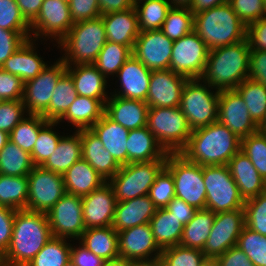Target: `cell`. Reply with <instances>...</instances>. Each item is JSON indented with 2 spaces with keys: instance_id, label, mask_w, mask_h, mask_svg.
<instances>
[{
  "instance_id": "6da1fadb",
  "label": "cell",
  "mask_w": 266,
  "mask_h": 266,
  "mask_svg": "<svg viewBox=\"0 0 266 266\" xmlns=\"http://www.w3.org/2000/svg\"><path fill=\"white\" fill-rule=\"evenodd\" d=\"M51 237L46 213L17 210L9 247L1 256L2 263L9 266H26Z\"/></svg>"
},
{
  "instance_id": "7a4b0ae2",
  "label": "cell",
  "mask_w": 266,
  "mask_h": 266,
  "mask_svg": "<svg viewBox=\"0 0 266 266\" xmlns=\"http://www.w3.org/2000/svg\"><path fill=\"white\" fill-rule=\"evenodd\" d=\"M240 148L241 139L217 121L193 130L179 153L201 166L227 165Z\"/></svg>"
},
{
  "instance_id": "3957f363",
  "label": "cell",
  "mask_w": 266,
  "mask_h": 266,
  "mask_svg": "<svg viewBox=\"0 0 266 266\" xmlns=\"http://www.w3.org/2000/svg\"><path fill=\"white\" fill-rule=\"evenodd\" d=\"M250 47L247 39L209 50L201 79L218 91L235 90L248 78Z\"/></svg>"
},
{
  "instance_id": "277c9868",
  "label": "cell",
  "mask_w": 266,
  "mask_h": 266,
  "mask_svg": "<svg viewBox=\"0 0 266 266\" xmlns=\"http://www.w3.org/2000/svg\"><path fill=\"white\" fill-rule=\"evenodd\" d=\"M193 30L212 50L245 40L247 26L225 3L194 14Z\"/></svg>"
},
{
  "instance_id": "5b68a950",
  "label": "cell",
  "mask_w": 266,
  "mask_h": 266,
  "mask_svg": "<svg viewBox=\"0 0 266 266\" xmlns=\"http://www.w3.org/2000/svg\"><path fill=\"white\" fill-rule=\"evenodd\" d=\"M107 41L102 16L74 23L68 34L58 43L61 59L66 66L93 64Z\"/></svg>"
},
{
  "instance_id": "8992f818",
  "label": "cell",
  "mask_w": 266,
  "mask_h": 266,
  "mask_svg": "<svg viewBox=\"0 0 266 266\" xmlns=\"http://www.w3.org/2000/svg\"><path fill=\"white\" fill-rule=\"evenodd\" d=\"M219 95L220 91L201 78L187 79L179 108L186 116L192 131L217 122Z\"/></svg>"
},
{
  "instance_id": "52a82bcc",
  "label": "cell",
  "mask_w": 266,
  "mask_h": 266,
  "mask_svg": "<svg viewBox=\"0 0 266 266\" xmlns=\"http://www.w3.org/2000/svg\"><path fill=\"white\" fill-rule=\"evenodd\" d=\"M147 127L167 153H179L192 133L179 107L148 108Z\"/></svg>"
},
{
  "instance_id": "ba28073f",
  "label": "cell",
  "mask_w": 266,
  "mask_h": 266,
  "mask_svg": "<svg viewBox=\"0 0 266 266\" xmlns=\"http://www.w3.org/2000/svg\"><path fill=\"white\" fill-rule=\"evenodd\" d=\"M202 174L206 209L213 213L244 209L245 200L227 165L202 166Z\"/></svg>"
},
{
  "instance_id": "9c48e42d",
  "label": "cell",
  "mask_w": 266,
  "mask_h": 266,
  "mask_svg": "<svg viewBox=\"0 0 266 266\" xmlns=\"http://www.w3.org/2000/svg\"><path fill=\"white\" fill-rule=\"evenodd\" d=\"M165 167L173 176L175 197L198 210L205 209L206 187L202 166L187 160L180 153H168Z\"/></svg>"
},
{
  "instance_id": "30bf717a",
  "label": "cell",
  "mask_w": 266,
  "mask_h": 266,
  "mask_svg": "<svg viewBox=\"0 0 266 266\" xmlns=\"http://www.w3.org/2000/svg\"><path fill=\"white\" fill-rule=\"evenodd\" d=\"M166 159L150 162L128 163L108 181L118 202L149 193L157 174L165 166Z\"/></svg>"
},
{
  "instance_id": "8fae6325",
  "label": "cell",
  "mask_w": 266,
  "mask_h": 266,
  "mask_svg": "<svg viewBox=\"0 0 266 266\" xmlns=\"http://www.w3.org/2000/svg\"><path fill=\"white\" fill-rule=\"evenodd\" d=\"M209 49L194 30L174 40L169 69L188 79L201 78Z\"/></svg>"
},
{
  "instance_id": "7c38bea8",
  "label": "cell",
  "mask_w": 266,
  "mask_h": 266,
  "mask_svg": "<svg viewBox=\"0 0 266 266\" xmlns=\"http://www.w3.org/2000/svg\"><path fill=\"white\" fill-rule=\"evenodd\" d=\"M27 177V210L47 213L66 193L59 173L34 166Z\"/></svg>"
},
{
  "instance_id": "4fadbf2b",
  "label": "cell",
  "mask_w": 266,
  "mask_h": 266,
  "mask_svg": "<svg viewBox=\"0 0 266 266\" xmlns=\"http://www.w3.org/2000/svg\"><path fill=\"white\" fill-rule=\"evenodd\" d=\"M46 215L54 237L75 241L86 229L81 196L65 193Z\"/></svg>"
},
{
  "instance_id": "5bb4252c",
  "label": "cell",
  "mask_w": 266,
  "mask_h": 266,
  "mask_svg": "<svg viewBox=\"0 0 266 266\" xmlns=\"http://www.w3.org/2000/svg\"><path fill=\"white\" fill-rule=\"evenodd\" d=\"M65 72L66 64L59 58L35 78L24 82L22 102L28 115L42 116L47 111L57 81Z\"/></svg>"
},
{
  "instance_id": "9a60e30c",
  "label": "cell",
  "mask_w": 266,
  "mask_h": 266,
  "mask_svg": "<svg viewBox=\"0 0 266 266\" xmlns=\"http://www.w3.org/2000/svg\"><path fill=\"white\" fill-rule=\"evenodd\" d=\"M244 226V209L216 213L209 237L201 250L204 257L214 260L236 246Z\"/></svg>"
},
{
  "instance_id": "2e32d148",
  "label": "cell",
  "mask_w": 266,
  "mask_h": 266,
  "mask_svg": "<svg viewBox=\"0 0 266 266\" xmlns=\"http://www.w3.org/2000/svg\"><path fill=\"white\" fill-rule=\"evenodd\" d=\"M73 25L68 2L44 0L37 18L30 24L31 38L36 41L50 38L58 44Z\"/></svg>"
},
{
  "instance_id": "e0dca14e",
  "label": "cell",
  "mask_w": 266,
  "mask_h": 266,
  "mask_svg": "<svg viewBox=\"0 0 266 266\" xmlns=\"http://www.w3.org/2000/svg\"><path fill=\"white\" fill-rule=\"evenodd\" d=\"M173 40L160 29L140 31L132 55L140 60L150 71L169 69Z\"/></svg>"
},
{
  "instance_id": "ac0fdd59",
  "label": "cell",
  "mask_w": 266,
  "mask_h": 266,
  "mask_svg": "<svg viewBox=\"0 0 266 266\" xmlns=\"http://www.w3.org/2000/svg\"><path fill=\"white\" fill-rule=\"evenodd\" d=\"M118 250L120 257L135 262L158 260L162 252L149 223L119 231Z\"/></svg>"
},
{
  "instance_id": "d6986e66",
  "label": "cell",
  "mask_w": 266,
  "mask_h": 266,
  "mask_svg": "<svg viewBox=\"0 0 266 266\" xmlns=\"http://www.w3.org/2000/svg\"><path fill=\"white\" fill-rule=\"evenodd\" d=\"M240 139L256 133L258 125L253 121L243 98L236 90L220 91L218 120Z\"/></svg>"
},
{
  "instance_id": "ffe728a7",
  "label": "cell",
  "mask_w": 266,
  "mask_h": 266,
  "mask_svg": "<svg viewBox=\"0 0 266 266\" xmlns=\"http://www.w3.org/2000/svg\"><path fill=\"white\" fill-rule=\"evenodd\" d=\"M187 77L170 69L151 72L146 104L153 107H179Z\"/></svg>"
},
{
  "instance_id": "44dd1931",
  "label": "cell",
  "mask_w": 266,
  "mask_h": 266,
  "mask_svg": "<svg viewBox=\"0 0 266 266\" xmlns=\"http://www.w3.org/2000/svg\"><path fill=\"white\" fill-rule=\"evenodd\" d=\"M117 202L108 182L90 194L82 196L83 221L86 229L112 226Z\"/></svg>"
},
{
  "instance_id": "7402d4cb",
  "label": "cell",
  "mask_w": 266,
  "mask_h": 266,
  "mask_svg": "<svg viewBox=\"0 0 266 266\" xmlns=\"http://www.w3.org/2000/svg\"><path fill=\"white\" fill-rule=\"evenodd\" d=\"M151 72L140 60L133 55L119 69L116 77L120 80L119 89L110 95L125 99L142 100L146 102Z\"/></svg>"
},
{
  "instance_id": "603a6c76",
  "label": "cell",
  "mask_w": 266,
  "mask_h": 266,
  "mask_svg": "<svg viewBox=\"0 0 266 266\" xmlns=\"http://www.w3.org/2000/svg\"><path fill=\"white\" fill-rule=\"evenodd\" d=\"M82 158L108 182L121 168V165L104 148L103 143L91 129L80 130Z\"/></svg>"
},
{
  "instance_id": "cb8c5ba5",
  "label": "cell",
  "mask_w": 266,
  "mask_h": 266,
  "mask_svg": "<svg viewBox=\"0 0 266 266\" xmlns=\"http://www.w3.org/2000/svg\"><path fill=\"white\" fill-rule=\"evenodd\" d=\"M148 105L145 101L111 95L105 103V114L128 130L147 126Z\"/></svg>"
},
{
  "instance_id": "d4e9b609",
  "label": "cell",
  "mask_w": 266,
  "mask_h": 266,
  "mask_svg": "<svg viewBox=\"0 0 266 266\" xmlns=\"http://www.w3.org/2000/svg\"><path fill=\"white\" fill-rule=\"evenodd\" d=\"M36 40L27 39L1 66L6 72L18 76L23 82L35 78L48 65L36 51ZM35 45V46H34Z\"/></svg>"
},
{
  "instance_id": "484cf974",
  "label": "cell",
  "mask_w": 266,
  "mask_h": 266,
  "mask_svg": "<svg viewBox=\"0 0 266 266\" xmlns=\"http://www.w3.org/2000/svg\"><path fill=\"white\" fill-rule=\"evenodd\" d=\"M227 166L244 200L266 191V181L241 150L230 159Z\"/></svg>"
},
{
  "instance_id": "4316f807",
  "label": "cell",
  "mask_w": 266,
  "mask_h": 266,
  "mask_svg": "<svg viewBox=\"0 0 266 266\" xmlns=\"http://www.w3.org/2000/svg\"><path fill=\"white\" fill-rule=\"evenodd\" d=\"M156 207L149 195L117 202L112 227L117 231L144 225L155 215Z\"/></svg>"
},
{
  "instance_id": "83f0119b",
  "label": "cell",
  "mask_w": 266,
  "mask_h": 266,
  "mask_svg": "<svg viewBox=\"0 0 266 266\" xmlns=\"http://www.w3.org/2000/svg\"><path fill=\"white\" fill-rule=\"evenodd\" d=\"M66 72L71 76L79 96L99 99L105 105L110 97L106 92L108 80L93 64L66 66Z\"/></svg>"
},
{
  "instance_id": "f1b7e54d",
  "label": "cell",
  "mask_w": 266,
  "mask_h": 266,
  "mask_svg": "<svg viewBox=\"0 0 266 266\" xmlns=\"http://www.w3.org/2000/svg\"><path fill=\"white\" fill-rule=\"evenodd\" d=\"M101 16L107 41L123 44L132 50L140 33L135 7Z\"/></svg>"
},
{
  "instance_id": "f546056e",
  "label": "cell",
  "mask_w": 266,
  "mask_h": 266,
  "mask_svg": "<svg viewBox=\"0 0 266 266\" xmlns=\"http://www.w3.org/2000/svg\"><path fill=\"white\" fill-rule=\"evenodd\" d=\"M126 148L127 164L167 159L168 153L147 126L129 130Z\"/></svg>"
},
{
  "instance_id": "4dcf8cb0",
  "label": "cell",
  "mask_w": 266,
  "mask_h": 266,
  "mask_svg": "<svg viewBox=\"0 0 266 266\" xmlns=\"http://www.w3.org/2000/svg\"><path fill=\"white\" fill-rule=\"evenodd\" d=\"M90 129L121 166L127 164L128 129L110 119L105 113Z\"/></svg>"
},
{
  "instance_id": "1f68e13d",
  "label": "cell",
  "mask_w": 266,
  "mask_h": 266,
  "mask_svg": "<svg viewBox=\"0 0 266 266\" xmlns=\"http://www.w3.org/2000/svg\"><path fill=\"white\" fill-rule=\"evenodd\" d=\"M62 176L65 192L81 197L90 194L106 182L83 158L74 163Z\"/></svg>"
},
{
  "instance_id": "d6a6232c",
  "label": "cell",
  "mask_w": 266,
  "mask_h": 266,
  "mask_svg": "<svg viewBox=\"0 0 266 266\" xmlns=\"http://www.w3.org/2000/svg\"><path fill=\"white\" fill-rule=\"evenodd\" d=\"M104 112L105 105L99 99L78 95L57 122L60 124L67 121L77 128L76 131L90 129L102 118Z\"/></svg>"
},
{
  "instance_id": "836d02e7",
  "label": "cell",
  "mask_w": 266,
  "mask_h": 266,
  "mask_svg": "<svg viewBox=\"0 0 266 266\" xmlns=\"http://www.w3.org/2000/svg\"><path fill=\"white\" fill-rule=\"evenodd\" d=\"M82 158L80 130L60 139L55 152L41 165L42 168L63 175Z\"/></svg>"
},
{
  "instance_id": "e575fe53",
  "label": "cell",
  "mask_w": 266,
  "mask_h": 266,
  "mask_svg": "<svg viewBox=\"0 0 266 266\" xmlns=\"http://www.w3.org/2000/svg\"><path fill=\"white\" fill-rule=\"evenodd\" d=\"M78 241L105 261L119 257L118 232L112 226L85 229Z\"/></svg>"
},
{
  "instance_id": "d590c367",
  "label": "cell",
  "mask_w": 266,
  "mask_h": 266,
  "mask_svg": "<svg viewBox=\"0 0 266 266\" xmlns=\"http://www.w3.org/2000/svg\"><path fill=\"white\" fill-rule=\"evenodd\" d=\"M149 224L155 241L161 249L179 245L184 225L166 208L156 209Z\"/></svg>"
},
{
  "instance_id": "8d00e7d4",
  "label": "cell",
  "mask_w": 266,
  "mask_h": 266,
  "mask_svg": "<svg viewBox=\"0 0 266 266\" xmlns=\"http://www.w3.org/2000/svg\"><path fill=\"white\" fill-rule=\"evenodd\" d=\"M216 213L209 209H199L184 226L179 245L202 250L213 226Z\"/></svg>"
},
{
  "instance_id": "74e56055",
  "label": "cell",
  "mask_w": 266,
  "mask_h": 266,
  "mask_svg": "<svg viewBox=\"0 0 266 266\" xmlns=\"http://www.w3.org/2000/svg\"><path fill=\"white\" fill-rule=\"evenodd\" d=\"M71 76L65 72L57 81L49 107L42 115L47 121H58L77 98Z\"/></svg>"
},
{
  "instance_id": "f35d334b",
  "label": "cell",
  "mask_w": 266,
  "mask_h": 266,
  "mask_svg": "<svg viewBox=\"0 0 266 266\" xmlns=\"http://www.w3.org/2000/svg\"><path fill=\"white\" fill-rule=\"evenodd\" d=\"M28 177L0 174V206L27 209Z\"/></svg>"
},
{
  "instance_id": "ab89813d",
  "label": "cell",
  "mask_w": 266,
  "mask_h": 266,
  "mask_svg": "<svg viewBox=\"0 0 266 266\" xmlns=\"http://www.w3.org/2000/svg\"><path fill=\"white\" fill-rule=\"evenodd\" d=\"M33 168L31 155L9 140L0 152V174L27 176Z\"/></svg>"
},
{
  "instance_id": "60d3db41",
  "label": "cell",
  "mask_w": 266,
  "mask_h": 266,
  "mask_svg": "<svg viewBox=\"0 0 266 266\" xmlns=\"http://www.w3.org/2000/svg\"><path fill=\"white\" fill-rule=\"evenodd\" d=\"M140 31L159 30L171 5L167 0H140L134 3Z\"/></svg>"
},
{
  "instance_id": "b9f144b4",
  "label": "cell",
  "mask_w": 266,
  "mask_h": 266,
  "mask_svg": "<svg viewBox=\"0 0 266 266\" xmlns=\"http://www.w3.org/2000/svg\"><path fill=\"white\" fill-rule=\"evenodd\" d=\"M131 56L132 50L128 46L106 41L93 65L107 79L112 75L113 78Z\"/></svg>"
},
{
  "instance_id": "7bdbcfd3",
  "label": "cell",
  "mask_w": 266,
  "mask_h": 266,
  "mask_svg": "<svg viewBox=\"0 0 266 266\" xmlns=\"http://www.w3.org/2000/svg\"><path fill=\"white\" fill-rule=\"evenodd\" d=\"M235 90L246 103L253 121L259 125L266 114V86L247 78Z\"/></svg>"
},
{
  "instance_id": "ee69618b",
  "label": "cell",
  "mask_w": 266,
  "mask_h": 266,
  "mask_svg": "<svg viewBox=\"0 0 266 266\" xmlns=\"http://www.w3.org/2000/svg\"><path fill=\"white\" fill-rule=\"evenodd\" d=\"M69 242L71 240L52 236L26 266H63L70 259Z\"/></svg>"
},
{
  "instance_id": "f6af8a7d",
  "label": "cell",
  "mask_w": 266,
  "mask_h": 266,
  "mask_svg": "<svg viewBox=\"0 0 266 266\" xmlns=\"http://www.w3.org/2000/svg\"><path fill=\"white\" fill-rule=\"evenodd\" d=\"M48 121L41 115H26L9 133V139L22 150L32 153L39 130Z\"/></svg>"
},
{
  "instance_id": "bcb514c9",
  "label": "cell",
  "mask_w": 266,
  "mask_h": 266,
  "mask_svg": "<svg viewBox=\"0 0 266 266\" xmlns=\"http://www.w3.org/2000/svg\"><path fill=\"white\" fill-rule=\"evenodd\" d=\"M58 124L57 121H48L39 130L36 143L30 154L34 166H41L55 152L60 139L63 137L54 131V127Z\"/></svg>"
},
{
  "instance_id": "7dc6e473",
  "label": "cell",
  "mask_w": 266,
  "mask_h": 266,
  "mask_svg": "<svg viewBox=\"0 0 266 266\" xmlns=\"http://www.w3.org/2000/svg\"><path fill=\"white\" fill-rule=\"evenodd\" d=\"M193 28L194 14L190 9L171 8L160 30L174 41L190 33Z\"/></svg>"
},
{
  "instance_id": "c3c4849f",
  "label": "cell",
  "mask_w": 266,
  "mask_h": 266,
  "mask_svg": "<svg viewBox=\"0 0 266 266\" xmlns=\"http://www.w3.org/2000/svg\"><path fill=\"white\" fill-rule=\"evenodd\" d=\"M236 246L248 256L255 266H266V236L244 226Z\"/></svg>"
},
{
  "instance_id": "681fc988",
  "label": "cell",
  "mask_w": 266,
  "mask_h": 266,
  "mask_svg": "<svg viewBox=\"0 0 266 266\" xmlns=\"http://www.w3.org/2000/svg\"><path fill=\"white\" fill-rule=\"evenodd\" d=\"M240 150L266 181V133L257 131L242 138Z\"/></svg>"
},
{
  "instance_id": "f907efd6",
  "label": "cell",
  "mask_w": 266,
  "mask_h": 266,
  "mask_svg": "<svg viewBox=\"0 0 266 266\" xmlns=\"http://www.w3.org/2000/svg\"><path fill=\"white\" fill-rule=\"evenodd\" d=\"M160 260L164 266H199L206 258L200 249L176 245L162 249Z\"/></svg>"
},
{
  "instance_id": "816d5d0a",
  "label": "cell",
  "mask_w": 266,
  "mask_h": 266,
  "mask_svg": "<svg viewBox=\"0 0 266 266\" xmlns=\"http://www.w3.org/2000/svg\"><path fill=\"white\" fill-rule=\"evenodd\" d=\"M245 226L266 236V191L245 200Z\"/></svg>"
},
{
  "instance_id": "f5cc1de1",
  "label": "cell",
  "mask_w": 266,
  "mask_h": 266,
  "mask_svg": "<svg viewBox=\"0 0 266 266\" xmlns=\"http://www.w3.org/2000/svg\"><path fill=\"white\" fill-rule=\"evenodd\" d=\"M148 195L157 209L165 208L175 197L173 176L165 166L157 174Z\"/></svg>"
},
{
  "instance_id": "db71d44e",
  "label": "cell",
  "mask_w": 266,
  "mask_h": 266,
  "mask_svg": "<svg viewBox=\"0 0 266 266\" xmlns=\"http://www.w3.org/2000/svg\"><path fill=\"white\" fill-rule=\"evenodd\" d=\"M0 28L13 31H31L15 0H0Z\"/></svg>"
},
{
  "instance_id": "11a10c76",
  "label": "cell",
  "mask_w": 266,
  "mask_h": 266,
  "mask_svg": "<svg viewBox=\"0 0 266 266\" xmlns=\"http://www.w3.org/2000/svg\"><path fill=\"white\" fill-rule=\"evenodd\" d=\"M22 100H8L0 103V131L10 133L26 116Z\"/></svg>"
},
{
  "instance_id": "9f6ffc18",
  "label": "cell",
  "mask_w": 266,
  "mask_h": 266,
  "mask_svg": "<svg viewBox=\"0 0 266 266\" xmlns=\"http://www.w3.org/2000/svg\"><path fill=\"white\" fill-rule=\"evenodd\" d=\"M228 3L246 26L265 17L264 0H229Z\"/></svg>"
},
{
  "instance_id": "6f0895ef",
  "label": "cell",
  "mask_w": 266,
  "mask_h": 266,
  "mask_svg": "<svg viewBox=\"0 0 266 266\" xmlns=\"http://www.w3.org/2000/svg\"><path fill=\"white\" fill-rule=\"evenodd\" d=\"M30 38L31 31H13L0 28V67Z\"/></svg>"
},
{
  "instance_id": "680465c9",
  "label": "cell",
  "mask_w": 266,
  "mask_h": 266,
  "mask_svg": "<svg viewBox=\"0 0 266 266\" xmlns=\"http://www.w3.org/2000/svg\"><path fill=\"white\" fill-rule=\"evenodd\" d=\"M24 82L0 67V99L1 101L22 100Z\"/></svg>"
},
{
  "instance_id": "91938a15",
  "label": "cell",
  "mask_w": 266,
  "mask_h": 266,
  "mask_svg": "<svg viewBox=\"0 0 266 266\" xmlns=\"http://www.w3.org/2000/svg\"><path fill=\"white\" fill-rule=\"evenodd\" d=\"M68 3L73 23L101 16L98 0H70Z\"/></svg>"
},
{
  "instance_id": "94428289",
  "label": "cell",
  "mask_w": 266,
  "mask_h": 266,
  "mask_svg": "<svg viewBox=\"0 0 266 266\" xmlns=\"http://www.w3.org/2000/svg\"><path fill=\"white\" fill-rule=\"evenodd\" d=\"M246 39L250 51H266V17L247 26Z\"/></svg>"
},
{
  "instance_id": "6125c7cd",
  "label": "cell",
  "mask_w": 266,
  "mask_h": 266,
  "mask_svg": "<svg viewBox=\"0 0 266 266\" xmlns=\"http://www.w3.org/2000/svg\"><path fill=\"white\" fill-rule=\"evenodd\" d=\"M16 210L0 206V255L2 256L9 247L12 233L13 221Z\"/></svg>"
},
{
  "instance_id": "be15d7a7",
  "label": "cell",
  "mask_w": 266,
  "mask_h": 266,
  "mask_svg": "<svg viewBox=\"0 0 266 266\" xmlns=\"http://www.w3.org/2000/svg\"><path fill=\"white\" fill-rule=\"evenodd\" d=\"M248 79L266 86V51H250Z\"/></svg>"
},
{
  "instance_id": "e7e4bbea",
  "label": "cell",
  "mask_w": 266,
  "mask_h": 266,
  "mask_svg": "<svg viewBox=\"0 0 266 266\" xmlns=\"http://www.w3.org/2000/svg\"><path fill=\"white\" fill-rule=\"evenodd\" d=\"M78 246L71 244L70 249V259L76 266H104L105 260L89 251L81 243Z\"/></svg>"
},
{
  "instance_id": "03108f58",
  "label": "cell",
  "mask_w": 266,
  "mask_h": 266,
  "mask_svg": "<svg viewBox=\"0 0 266 266\" xmlns=\"http://www.w3.org/2000/svg\"><path fill=\"white\" fill-rule=\"evenodd\" d=\"M216 266H255L248 256L237 246L229 248L214 259Z\"/></svg>"
},
{
  "instance_id": "003e7915",
  "label": "cell",
  "mask_w": 266,
  "mask_h": 266,
  "mask_svg": "<svg viewBox=\"0 0 266 266\" xmlns=\"http://www.w3.org/2000/svg\"><path fill=\"white\" fill-rule=\"evenodd\" d=\"M165 208L184 226L193 218L198 210L177 197H174Z\"/></svg>"
},
{
  "instance_id": "a7ac6f4b",
  "label": "cell",
  "mask_w": 266,
  "mask_h": 266,
  "mask_svg": "<svg viewBox=\"0 0 266 266\" xmlns=\"http://www.w3.org/2000/svg\"><path fill=\"white\" fill-rule=\"evenodd\" d=\"M24 19L31 24L38 16L44 0H15Z\"/></svg>"
},
{
  "instance_id": "89a4df30",
  "label": "cell",
  "mask_w": 266,
  "mask_h": 266,
  "mask_svg": "<svg viewBox=\"0 0 266 266\" xmlns=\"http://www.w3.org/2000/svg\"><path fill=\"white\" fill-rule=\"evenodd\" d=\"M101 15L120 12L134 7L133 0H98Z\"/></svg>"
},
{
  "instance_id": "2644e50d",
  "label": "cell",
  "mask_w": 266,
  "mask_h": 266,
  "mask_svg": "<svg viewBox=\"0 0 266 266\" xmlns=\"http://www.w3.org/2000/svg\"><path fill=\"white\" fill-rule=\"evenodd\" d=\"M229 0H194L191 11L193 14L228 3Z\"/></svg>"
},
{
  "instance_id": "8c879c8a",
  "label": "cell",
  "mask_w": 266,
  "mask_h": 266,
  "mask_svg": "<svg viewBox=\"0 0 266 266\" xmlns=\"http://www.w3.org/2000/svg\"><path fill=\"white\" fill-rule=\"evenodd\" d=\"M104 266H135V261L123 257H117L105 261Z\"/></svg>"
},
{
  "instance_id": "753ad0ef",
  "label": "cell",
  "mask_w": 266,
  "mask_h": 266,
  "mask_svg": "<svg viewBox=\"0 0 266 266\" xmlns=\"http://www.w3.org/2000/svg\"><path fill=\"white\" fill-rule=\"evenodd\" d=\"M171 8L191 9L194 0H167Z\"/></svg>"
},
{
  "instance_id": "34e18365",
  "label": "cell",
  "mask_w": 266,
  "mask_h": 266,
  "mask_svg": "<svg viewBox=\"0 0 266 266\" xmlns=\"http://www.w3.org/2000/svg\"><path fill=\"white\" fill-rule=\"evenodd\" d=\"M135 266H164L160 259L154 261L135 262Z\"/></svg>"
},
{
  "instance_id": "11e5206c",
  "label": "cell",
  "mask_w": 266,
  "mask_h": 266,
  "mask_svg": "<svg viewBox=\"0 0 266 266\" xmlns=\"http://www.w3.org/2000/svg\"><path fill=\"white\" fill-rule=\"evenodd\" d=\"M9 140V133L0 131V152Z\"/></svg>"
},
{
  "instance_id": "2a66077c",
  "label": "cell",
  "mask_w": 266,
  "mask_h": 266,
  "mask_svg": "<svg viewBox=\"0 0 266 266\" xmlns=\"http://www.w3.org/2000/svg\"><path fill=\"white\" fill-rule=\"evenodd\" d=\"M258 131L266 133V114L262 122L258 125Z\"/></svg>"
},
{
  "instance_id": "b9fcfbb0",
  "label": "cell",
  "mask_w": 266,
  "mask_h": 266,
  "mask_svg": "<svg viewBox=\"0 0 266 266\" xmlns=\"http://www.w3.org/2000/svg\"><path fill=\"white\" fill-rule=\"evenodd\" d=\"M199 266H216L213 259H206L203 263H201Z\"/></svg>"
},
{
  "instance_id": "09005b40",
  "label": "cell",
  "mask_w": 266,
  "mask_h": 266,
  "mask_svg": "<svg viewBox=\"0 0 266 266\" xmlns=\"http://www.w3.org/2000/svg\"><path fill=\"white\" fill-rule=\"evenodd\" d=\"M63 266H76V265L71 259H69V261H67Z\"/></svg>"
},
{
  "instance_id": "979ff035",
  "label": "cell",
  "mask_w": 266,
  "mask_h": 266,
  "mask_svg": "<svg viewBox=\"0 0 266 266\" xmlns=\"http://www.w3.org/2000/svg\"><path fill=\"white\" fill-rule=\"evenodd\" d=\"M264 10H265V17H266V0H264Z\"/></svg>"
},
{
  "instance_id": "deb4b68c",
  "label": "cell",
  "mask_w": 266,
  "mask_h": 266,
  "mask_svg": "<svg viewBox=\"0 0 266 266\" xmlns=\"http://www.w3.org/2000/svg\"><path fill=\"white\" fill-rule=\"evenodd\" d=\"M0 266H9V265H6V264L1 263Z\"/></svg>"
}]
</instances>
